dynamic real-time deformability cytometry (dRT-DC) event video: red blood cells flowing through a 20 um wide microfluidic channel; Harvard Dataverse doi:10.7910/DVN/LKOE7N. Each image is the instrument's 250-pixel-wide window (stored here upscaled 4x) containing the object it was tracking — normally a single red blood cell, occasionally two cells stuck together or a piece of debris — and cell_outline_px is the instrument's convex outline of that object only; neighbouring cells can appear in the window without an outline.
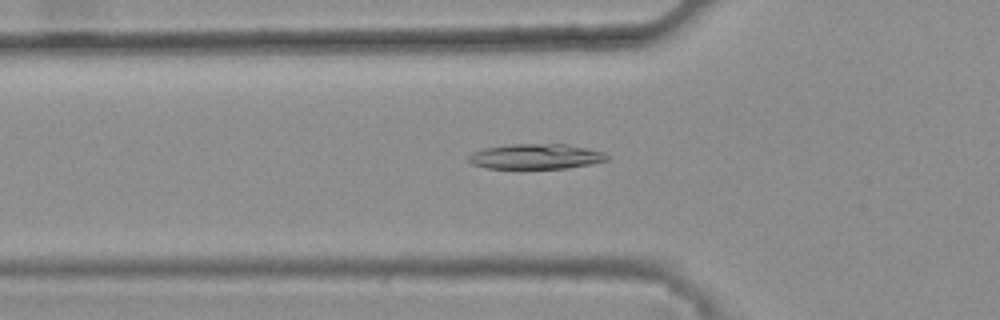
{"species": "common noctule bat (a hibernating species)", "species_latin": "Nyctalus noctula", "temperature_condition": "warm", "stored_images_in_passage": 36, "camera_frame_rate_fps": 3000, "um_per_image_px": 0.085, "animal": {"sex": "female", "body_mass_g": 25.1}, "frame": {"image": 1, "passage_image": 7, "time_ms": 2.0, "image_size_px": [1000, 320], "cell_outline_px": [[608, 160], [588, 164], [564, 168], [484, 168], [472, 164], [468, 160], [468, 156], [472, 152], [484, 148], [512, 144], [568, 144], [604, 152], [608, 156]], "centroid_in_image_um": [45.51, 13.29], "position_along_channel_um": 80.3, "area_um2": 20.17}}
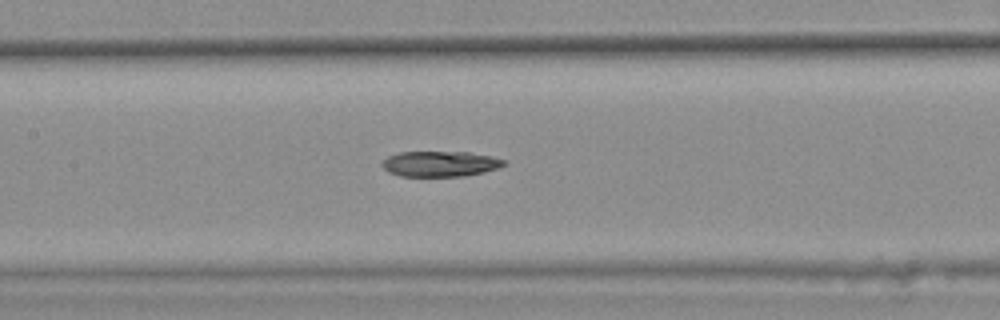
{"frame": {"image": 2, "passage_image": 14, "time_ms": 4.333, "image_size_px": [1000, 320], "cell_outline_px": [[508, 164], [484, 172], [464, 176], [400, 176], [388, 172], [380, 164], [388, 156], [400, 152], [468, 152], [488, 156], [504, 160]], "centroid_in_image_um": [37.38, 13.93], "position_along_channel_um": 170.0, "area_um2": 17.98}}
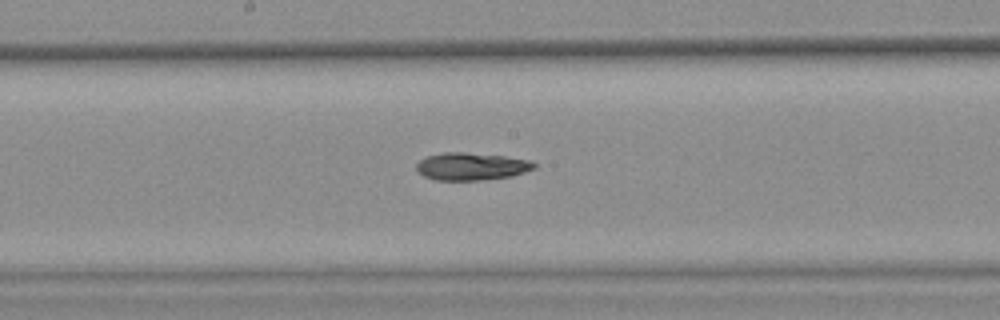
{"frame": {"image": 3, "passage_image": 17, "time_ms": 5.333, "image_size_px": [1000, 320], "cell_outline_px": [[536, 168], [512, 176], [484, 180], [436, 180], [424, 176], [416, 168], [416, 164], [420, 160], [428, 156], [444, 152], [464, 152], [504, 156], [532, 160], [536, 164]], "centroid_in_image_um": [40.11, 14.14], "position_along_channel_um": 208.1, "area_um2": 18.9}}